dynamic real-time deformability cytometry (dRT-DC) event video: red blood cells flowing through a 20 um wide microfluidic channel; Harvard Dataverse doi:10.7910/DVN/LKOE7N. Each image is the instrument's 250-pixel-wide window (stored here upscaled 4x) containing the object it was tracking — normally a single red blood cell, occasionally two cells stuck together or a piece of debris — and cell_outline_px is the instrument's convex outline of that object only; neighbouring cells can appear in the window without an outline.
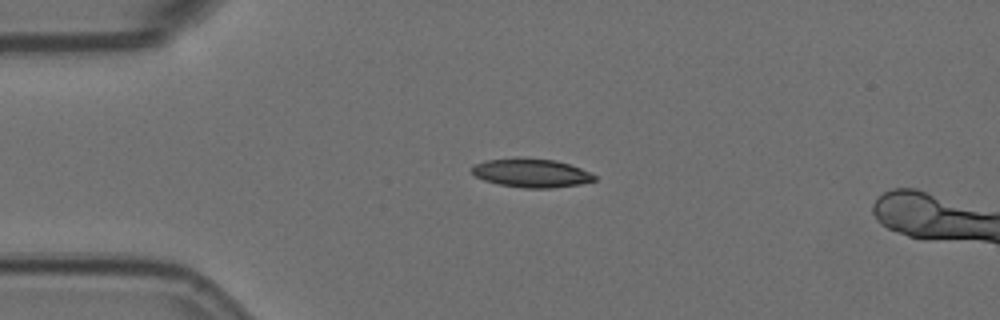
{"species": "Egyptian fruit bat (a non-hibernating species)", "species_latin": "Rousettus aegyptiacus", "temperature_condition": "room temperature", "stored_images_in_passage": 4, "camera_frame_rate_fps": 3000, "um_per_image_px": 0.085, "animal": {"sex": "female"}, "frame": {"image": 1, "passage_image": 2, "time_ms": 0.333, "image_size_px": [1000, 320], "cell_outline_px": [[596, 180], [580, 184], [552, 188], [524, 188], [500, 184], [484, 180], [476, 176], [468, 168], [472, 164], [488, 160], [516, 156], [556, 160], [580, 168], [596, 176]], "centroid_in_image_um": [45.11, 14.68], "position_along_channel_um": 39.9, "area_um2": 20.75}}